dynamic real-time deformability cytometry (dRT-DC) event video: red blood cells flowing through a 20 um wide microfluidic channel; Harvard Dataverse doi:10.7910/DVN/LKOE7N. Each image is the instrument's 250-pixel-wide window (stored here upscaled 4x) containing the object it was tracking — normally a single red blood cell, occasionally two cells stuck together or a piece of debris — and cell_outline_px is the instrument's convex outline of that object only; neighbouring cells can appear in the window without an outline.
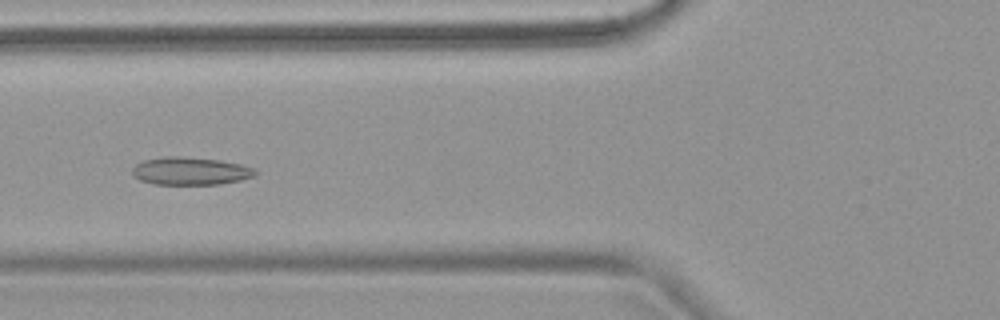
{"species": "common noctule bat (a hibernating species)", "species_latin": "Nyctalus noctula", "temperature_condition": "warm", "stored_images_in_passage": 6, "camera_frame_rate_fps": 3000, "um_per_image_px": 0.085, "animal": {"sex": "female", "body_mass_g": 18.4}, "frame": {"image": 1, "passage_image": 6, "time_ms": 6.667, "image_size_px": [1000, 320], "cell_outline_px": [[260, 172], [256, 176], [240, 180], [220, 184], [156, 184], [140, 180], [132, 176], [132, 168], [136, 164], [144, 160], [164, 156], [180, 156], [220, 160], [240, 164], [256, 168]], "centroid_in_image_um": [16.22, 14.53], "position_along_channel_um": 109.6, "area_um2": 20.11}}